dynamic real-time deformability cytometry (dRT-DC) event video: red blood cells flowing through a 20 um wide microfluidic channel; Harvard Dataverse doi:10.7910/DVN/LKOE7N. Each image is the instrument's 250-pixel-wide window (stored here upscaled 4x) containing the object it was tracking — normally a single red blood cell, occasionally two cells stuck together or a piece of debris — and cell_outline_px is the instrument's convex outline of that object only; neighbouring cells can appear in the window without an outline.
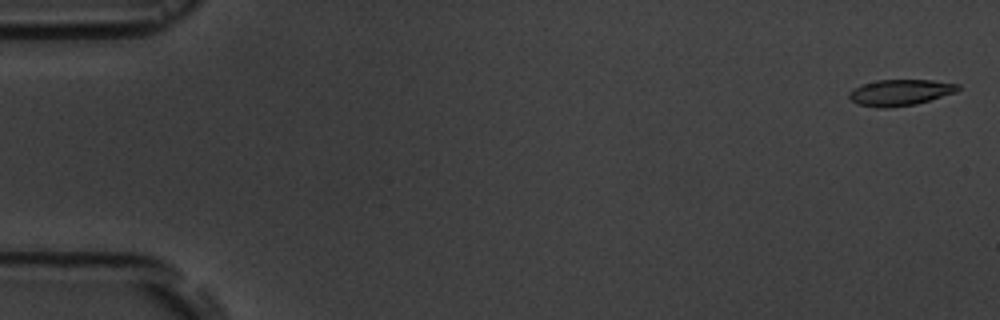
{"species": "common noctule bat (a hibernating species)", "species_latin": "Nyctalus noctula", "temperature_condition": "room temperature", "stored_images_in_passage": 7, "camera_frame_rate_fps": 3000, "um_per_image_px": 0.085, "animal": {"sex": "male", "body_mass_g": 19.5, "forearm_length_mm": 54.6}, "frame": {"image": 1, "passage_image": 1, "time_ms": 0.0, "image_size_px": [1000, 320], "cell_outline_px": [[960, 88], [956, 92], [916, 104], [888, 108], [876, 108], [860, 104], [852, 100], [848, 96], [848, 92], [864, 84], [876, 80], [932, 80], [960, 84]], "centroid_in_image_um": [76.54, 7.86], "position_along_channel_um": 8.5, "area_um2": 16.47}}
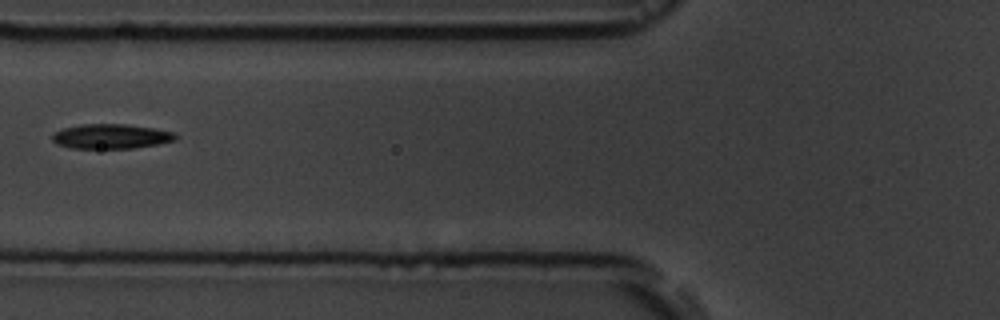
{"frame": {"image": 2, "passage_image": 7, "time_ms": 6.667, "image_size_px": [1000, 320], "cell_outline_px": [[180, 136], [176, 140], [156, 144], [132, 148], [72, 148], [56, 144], [52, 140], [52, 132], [64, 128], [80, 124], [128, 124], [152, 128], [172, 132]], "centroid_in_image_um": [9.41, 11.58], "position_along_channel_um": 116.4, "area_um2": 17.74}}